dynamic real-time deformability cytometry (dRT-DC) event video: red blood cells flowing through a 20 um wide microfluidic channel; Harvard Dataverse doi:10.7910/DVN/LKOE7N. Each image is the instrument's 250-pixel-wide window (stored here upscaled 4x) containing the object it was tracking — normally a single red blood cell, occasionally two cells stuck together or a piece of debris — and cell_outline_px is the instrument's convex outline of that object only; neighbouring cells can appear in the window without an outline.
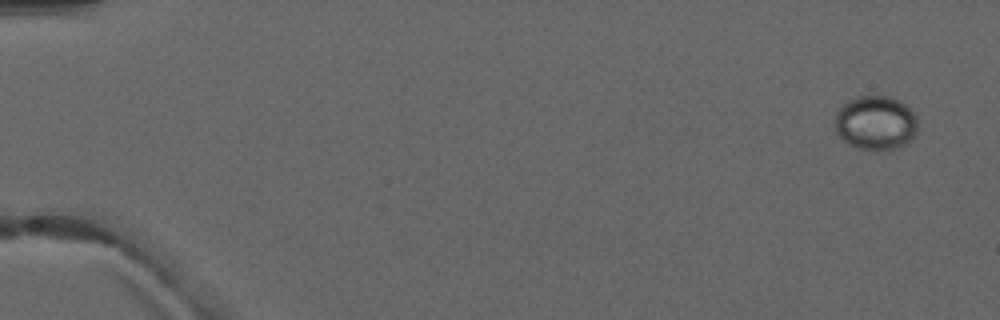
{"species": "common noctule bat (a hibernating species)", "species_latin": "Nyctalus noctula", "temperature_condition": "warm", "stored_images_in_passage": 5, "camera_frame_rate_fps": 3000, "um_per_image_px": 0.085, "animal": {"sex": "male", "forearm_length_mm": 52.5}, "frame": {"image": 1, "passage_image": 1, "time_ms": 0.0, "image_size_px": [1000, 320], "cell_outline_px": [[916, 132], [904, 144], [896, 148], [856, 148], [848, 144], [836, 132], [836, 112], [844, 104], [856, 96], [888, 96], [900, 100], [916, 116]], "centroid_in_image_um": [74.41, 10.41], "position_along_channel_um": 10.6, "area_um2": 25.49}}